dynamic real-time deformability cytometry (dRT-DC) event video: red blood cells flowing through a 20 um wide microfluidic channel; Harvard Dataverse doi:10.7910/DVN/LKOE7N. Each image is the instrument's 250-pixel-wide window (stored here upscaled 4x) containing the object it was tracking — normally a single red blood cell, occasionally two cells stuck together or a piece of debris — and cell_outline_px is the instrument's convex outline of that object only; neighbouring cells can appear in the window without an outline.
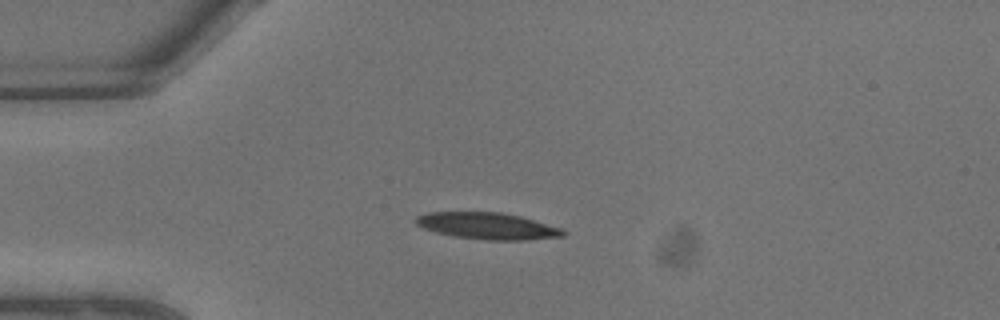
{"species": "common noctule bat (a hibernating species)", "species_latin": "Nyctalus noctula", "temperature_condition": "warm", "stored_images_in_passage": 6, "camera_frame_rate_fps": 3000, "um_per_image_px": 0.085, "animal": {"sex": "male", "body_mass_g": 13.3}, "frame": {"image": 1, "passage_image": 5, "time_ms": 1.333, "image_size_px": [1000, 320], "cell_outline_px": [[568, 232], [564, 236], [528, 240], [484, 240], [452, 236], [436, 232], [424, 228], [416, 224], [412, 220], [416, 216], [428, 212], [500, 212], [520, 216], [560, 228]], "centroid_in_image_um": [41.4, 19.21], "position_along_channel_um": 43.6, "area_um2": 22.95}}